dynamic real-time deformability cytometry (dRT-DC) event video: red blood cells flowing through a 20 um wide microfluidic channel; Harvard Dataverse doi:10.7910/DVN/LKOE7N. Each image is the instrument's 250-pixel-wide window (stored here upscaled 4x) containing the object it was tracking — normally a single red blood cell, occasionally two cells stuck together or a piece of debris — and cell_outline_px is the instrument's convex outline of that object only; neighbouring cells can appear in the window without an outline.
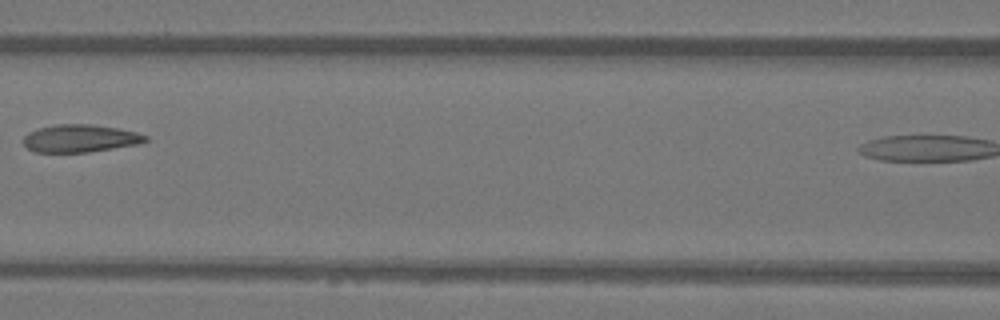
{"species": "Egyptian fruit bat (a non-hibernating species)", "species_latin": "Rousettus aegyptiacus", "temperature_condition": "warm", "stored_images_in_passage": 4, "segment_of_instrument_passage": [1, 2], "camera_frame_rate_fps": 3000, "um_per_image_px": 0.085, "animal": {"sex": "female"}, "frame": {"image": 1, "passage_image": 3, "time_ms": 0.667, "image_size_px": [1000, 320], "cell_outline_px": [[148, 140], [136, 144], [88, 152], [36, 152], [28, 148], [24, 144], [24, 136], [28, 132], [40, 128], [56, 124], [92, 124], [116, 128], [136, 132], [148, 136]], "centroid_in_image_um": [6.8, 11.76], "position_along_channel_um": 159.8, "area_um2": 19.42}}